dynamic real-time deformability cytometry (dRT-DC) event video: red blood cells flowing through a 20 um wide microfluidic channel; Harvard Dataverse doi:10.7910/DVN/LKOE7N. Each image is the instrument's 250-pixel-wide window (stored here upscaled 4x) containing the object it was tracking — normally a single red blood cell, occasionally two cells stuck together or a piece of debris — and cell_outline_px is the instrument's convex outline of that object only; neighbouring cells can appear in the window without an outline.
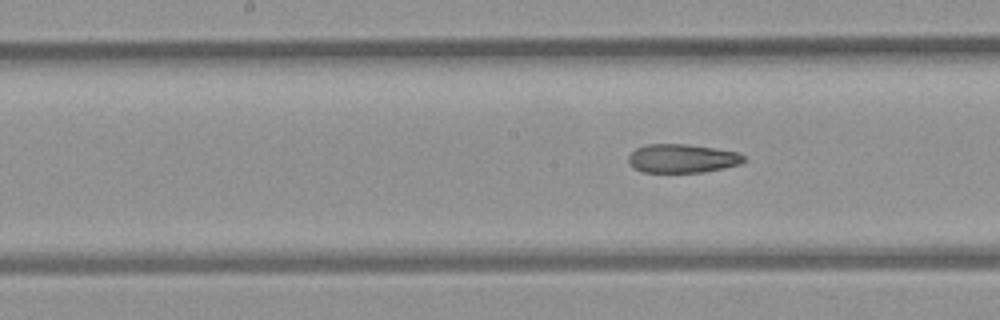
{"species": "common noctule bat (a hibernating species)", "species_latin": "Nyctalus noctula", "temperature_condition": "room temperature", "stored_images_in_passage": 9, "camera_frame_rate_fps": 3000, "um_per_image_px": 0.085, "animal": {"sex": "female", "body_mass_g": 21.9}, "frame": {"image": 1, "passage_image": 9, "time_ms": 10.0, "image_size_px": [1000, 320], "cell_outline_px": [[748, 160], [740, 164], [724, 168], [704, 172], [640, 172], [628, 164], [628, 156], [636, 148], [648, 144], [688, 144], [736, 152], [744, 156]], "centroid_in_image_um": [57.97, 13.47], "position_along_channel_um": 190.2, "area_um2": 19.36}}